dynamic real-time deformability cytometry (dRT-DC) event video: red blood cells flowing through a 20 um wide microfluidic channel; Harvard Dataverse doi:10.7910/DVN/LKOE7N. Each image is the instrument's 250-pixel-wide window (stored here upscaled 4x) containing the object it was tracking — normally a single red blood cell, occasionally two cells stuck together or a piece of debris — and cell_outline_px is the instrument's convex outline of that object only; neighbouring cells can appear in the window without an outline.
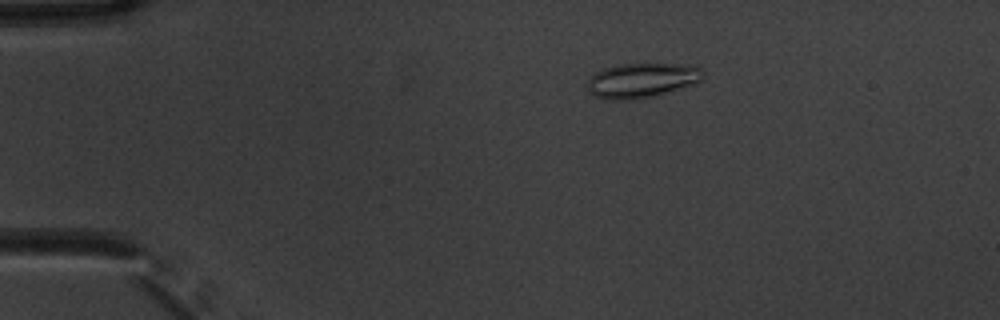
{"species": "common noctule bat (a hibernating species)", "species_latin": "Nyctalus noctula", "temperature_condition": "warm", "stored_images_in_passage": 54, "camera_frame_rate_fps": 3000, "um_per_image_px": 0.085, "animal": {"sex": "male", "body_mass_g": 20.1, "forearm_length_mm": 53.5}, "frame": {"image": 1, "passage_image": 11, "time_ms": 3.333, "image_size_px": [1000, 320], "cell_outline_px": [[704, 80], [692, 84], [652, 96], [628, 100], [612, 100], [596, 96], [588, 92], [588, 80], [596, 72], [604, 68], [620, 64], [688, 64], [700, 68], [704, 72]], "centroid_in_image_um": [54.56, 6.82], "position_along_channel_um": 30.4, "area_um2": 23.18}}
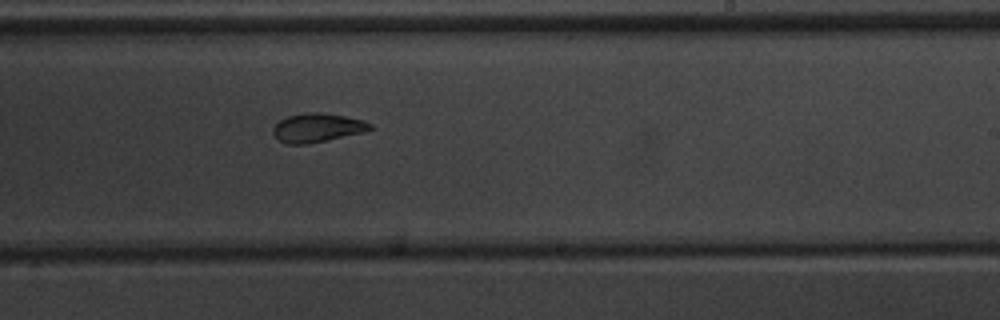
{"frame": {"image": 2, "passage_image": 34, "time_ms": 11.0, "image_size_px": [1000, 320], "cell_outline_px": [[372, 128], [364, 132], [308, 144], [288, 144], [280, 140], [272, 132], [272, 128], [280, 120], [288, 116], [304, 112], [320, 112], [344, 116], [364, 120], [372, 124]], "centroid_in_image_um": [26.97, 10.85], "position_along_channel_um": 262.0, "area_um2": 16.24}}
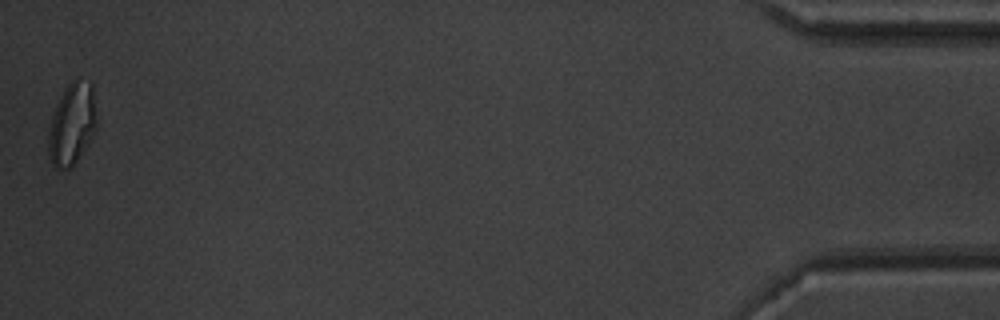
{"frame": {"image": 3, "passage_image": 54, "time_ms": 17.667, "image_size_px": [1000, 320], "cell_outline_px": [[96, 128], [88, 144], [72, 168], [56, 168], [52, 164], [48, 156], [48, 132], [52, 116], [56, 104], [64, 88], [76, 76], [92, 84], [96, 120]], "centroid_in_image_um": [6.1, 10.53], "position_along_channel_um": 429.1, "area_um2": 23.12}, "authors_computed_cell_mechanics": {"area_um2": 18.3804, "velocity_mm_per_s": 3.8138, "shape_relaxation_time_tau1_ms": 8.6369, "shape_relaxation_time_tau2_ms": 2.4819, "deformation_change_tau1": 0.1802, "deformation_change_tau2": 0.0829}}